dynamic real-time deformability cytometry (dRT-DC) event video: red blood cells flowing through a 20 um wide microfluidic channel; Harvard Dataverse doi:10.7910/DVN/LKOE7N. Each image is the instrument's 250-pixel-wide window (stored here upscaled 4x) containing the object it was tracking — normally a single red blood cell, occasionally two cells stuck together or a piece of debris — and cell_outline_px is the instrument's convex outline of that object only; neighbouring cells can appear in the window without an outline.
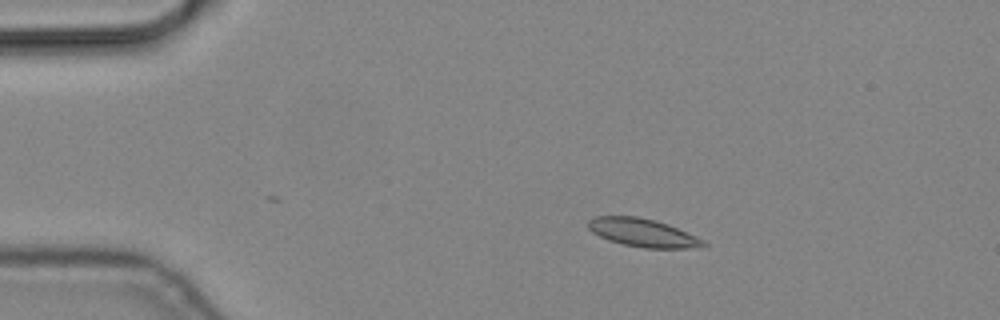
{"species": "common noctule bat (a hibernating species)", "species_latin": "Nyctalus noctula", "temperature_condition": "cold", "stored_images_in_passage": 6, "camera_frame_rate_fps": 3000, "um_per_image_px": 0.085, "animal": {"sex": "male", "body_mass_g": 19.2, "forearm_length_mm": 51.8}, "frame": {"image": 1, "passage_image": 3, "time_ms": 0.667, "image_size_px": [1000, 320], "cell_outline_px": [[708, 244], [688, 248], [644, 248], [624, 244], [608, 240], [592, 232], [588, 228], [588, 220], [596, 216], [636, 216], [656, 220], [668, 224], [704, 240]], "centroid_in_image_um": [54.6, 19.77], "position_along_channel_um": 30.4, "area_um2": 18.73}}
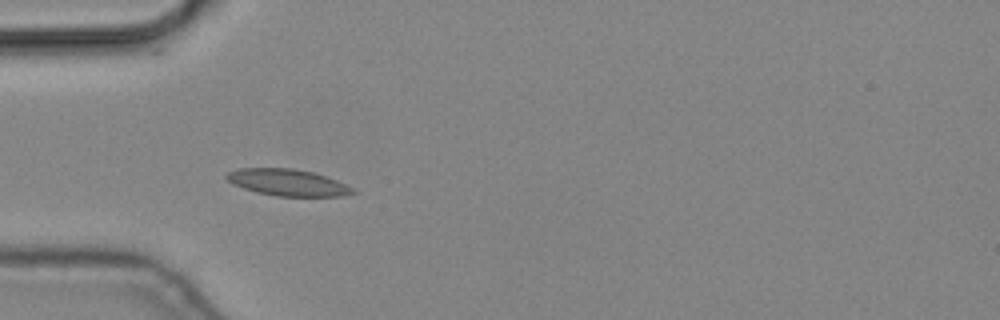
{"frame": {"image": 2, "passage_image": 5, "time_ms": 1.333, "image_size_px": [1000, 320], "cell_outline_px": [[356, 192], [344, 196], [276, 196], [256, 192], [232, 184], [224, 176], [228, 172], [240, 168], [292, 168], [312, 172], [336, 180], [352, 188]], "centroid_in_image_um": [24.42, 15.51], "position_along_channel_um": 60.6, "area_um2": 19.42}}
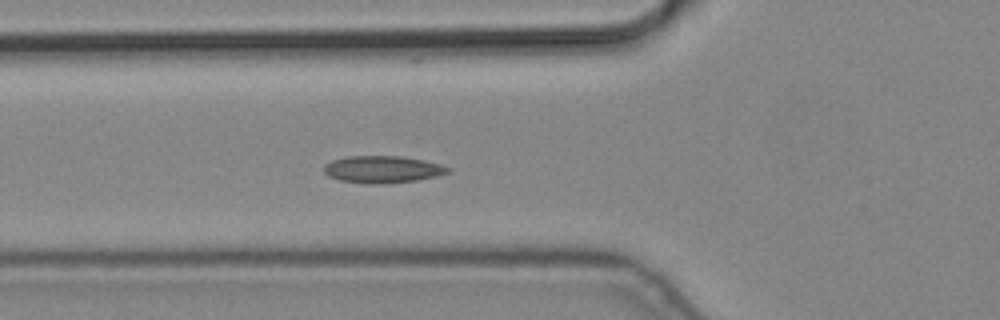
{"frame": {"image": 3, "passage_image": 6, "time_ms": 1.667, "image_size_px": [1000, 320], "cell_outline_px": [[452, 172], [436, 176], [416, 180], [380, 184], [364, 184], [340, 180], [328, 176], [324, 172], [324, 164], [332, 160], [348, 156], [400, 156], [424, 160], [440, 164], [452, 168]], "centroid_in_image_um": [32.52, 14.4], "position_along_channel_um": 93.3, "area_um2": 19.71}}